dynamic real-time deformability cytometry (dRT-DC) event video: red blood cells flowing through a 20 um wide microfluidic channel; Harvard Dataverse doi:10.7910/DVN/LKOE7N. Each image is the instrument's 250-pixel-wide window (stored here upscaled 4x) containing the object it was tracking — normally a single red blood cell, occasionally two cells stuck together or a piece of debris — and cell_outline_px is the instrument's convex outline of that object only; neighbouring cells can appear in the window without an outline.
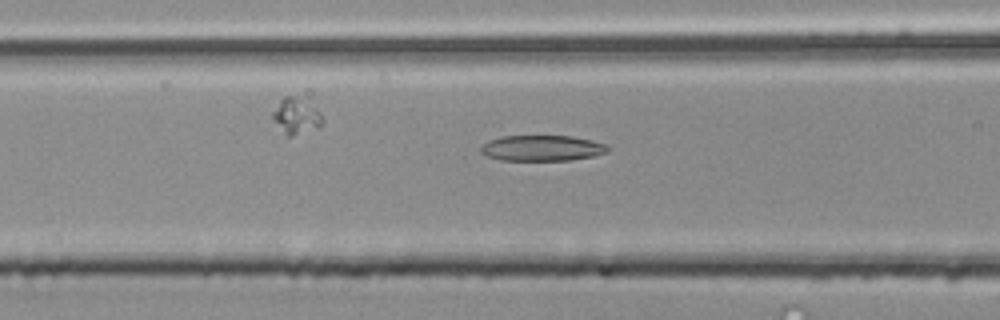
{"species": "common noctule bat (a hibernating species)", "species_latin": "Nyctalus noctula", "temperature_condition": "room temperature", "stored_images_in_passage": 44, "camera_frame_rate_fps": 3000, "um_per_image_px": 0.085, "animal": {"sex": "male", "body_mass_g": 20.4}, "frame": {"image": 1, "passage_image": 12, "time_ms": 3.667, "image_size_px": [1000, 320], "cell_outline_px": [[608, 152], [592, 156], [568, 160], [500, 160], [488, 156], [480, 152], [480, 148], [488, 140], [500, 136], [572, 136], [592, 140], [608, 144]], "centroid_in_image_um": [46.07, 12.58], "position_along_channel_um": 120.5, "area_um2": 19.02}}
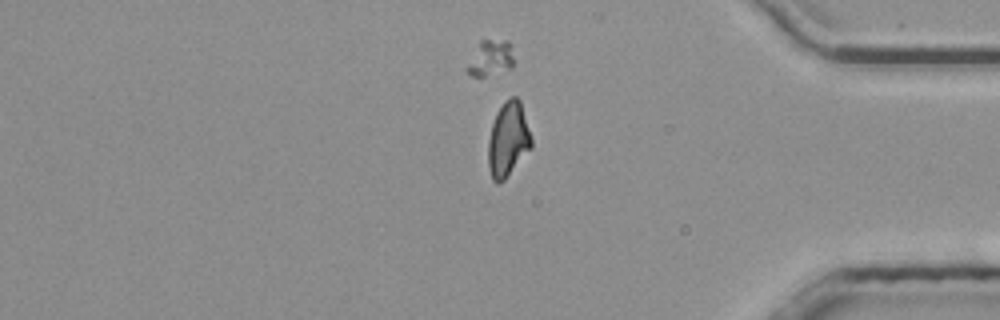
{"frame": {"image": 2, "passage_image": 35, "time_ms": 11.333, "image_size_px": [1000, 320], "cell_outline_px": [[532, 148], [504, 180], [500, 184], [496, 184], [492, 180], [488, 164], [488, 140], [492, 124], [496, 112], [504, 100], [512, 96], [516, 96], [520, 100], [532, 136]], "centroid_in_image_um": [43.19, 11.85], "position_along_channel_um": 392.0, "area_um2": 19.13}}
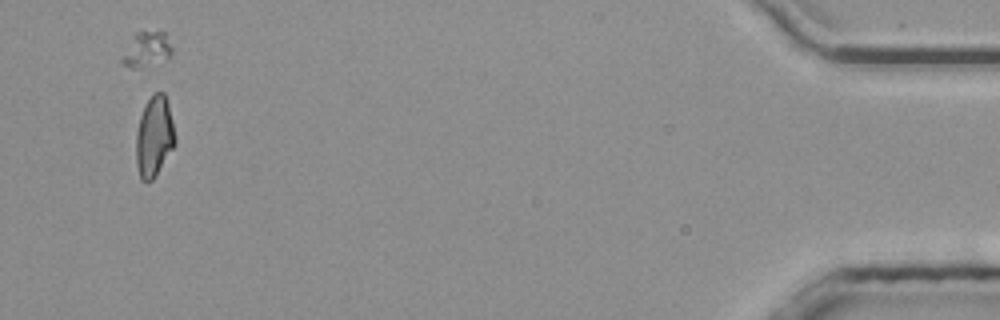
{"frame": {"image": 3, "passage_image": 42, "time_ms": 13.667, "image_size_px": [1000, 320], "cell_outline_px": [[176, 144], [152, 180], [140, 180], [136, 164], [136, 132], [140, 116], [144, 104], [156, 92], [164, 92], [168, 104], [176, 136]], "centroid_in_image_um": [13.1, 11.6], "position_along_channel_um": 422.1, "area_um2": 18.32}, "authors_computed_cell_mechanics": {"area_um2": 18.7272, "velocity_mm_per_s": 3.8637, "shape_relaxation_time_tau1_ms": null, "shape_relaxation_time_tau2_ms": 5.5084, "deformation_change_tau1": null, "deformation_change_tau2": 0.1614}}